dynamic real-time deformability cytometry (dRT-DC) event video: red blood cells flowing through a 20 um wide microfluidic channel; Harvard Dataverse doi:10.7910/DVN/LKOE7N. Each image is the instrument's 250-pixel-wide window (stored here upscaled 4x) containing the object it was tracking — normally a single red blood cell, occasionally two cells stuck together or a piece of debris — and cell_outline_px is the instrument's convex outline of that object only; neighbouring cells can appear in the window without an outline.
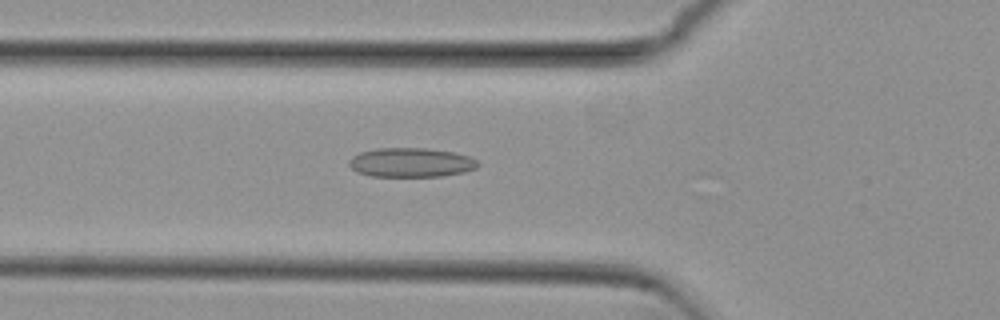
{"species": "common noctule bat (a hibernating species)", "species_latin": "Nyctalus noctula", "temperature_condition": "cold", "stored_images_in_passage": 46, "camera_frame_rate_fps": 3000, "um_per_image_px": 0.085, "animal": {"sex": "female", "body_mass_g": 29.2, "forearm_length_mm": 56.3}, "frame": {"image": 1, "passage_image": 15, "time_ms": 4.667, "image_size_px": [1000, 320], "cell_outline_px": [[480, 164], [476, 168], [464, 172], [444, 176], [372, 176], [356, 172], [348, 164], [348, 160], [352, 156], [360, 152], [376, 148], [424, 148], [452, 152], [468, 156], [476, 160]], "centroid_in_image_um": [34.91, 13.81], "position_along_channel_um": 90.9, "area_um2": 21.96}}
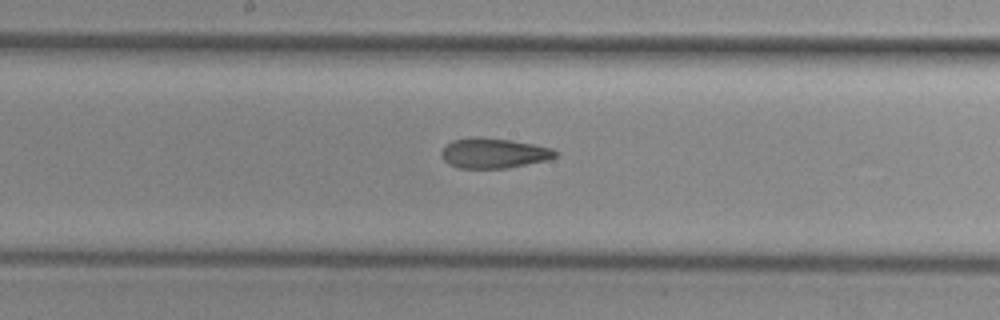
{"frame": {"image": 2, "passage_image": 24, "time_ms": 7.667, "image_size_px": [1000, 320], "cell_outline_px": [[556, 156], [548, 160], [508, 168], [460, 168], [448, 164], [444, 160], [440, 152], [452, 140], [472, 136], [476, 136], [508, 140], [532, 144], [552, 148], [556, 152]], "centroid_in_image_um": [41.94, 13.02], "position_along_channel_um": 206.3, "area_um2": 19.88}}
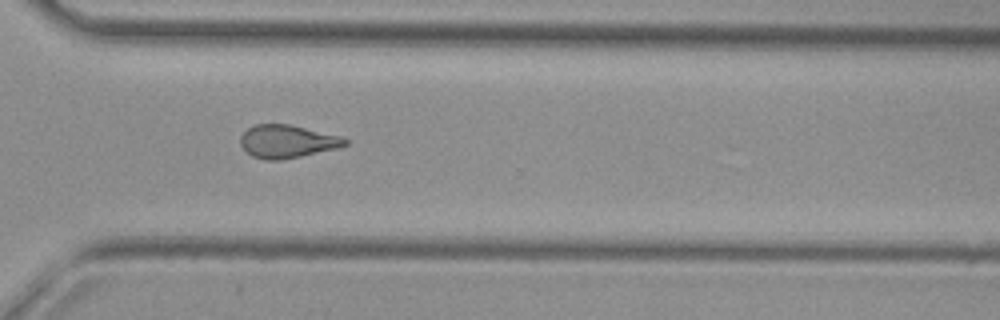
{"frame": {"image": 3, "passage_image": 35, "time_ms": 11.333, "image_size_px": [1000, 320], "cell_outline_px": [[348, 144], [336, 148], [300, 156], [280, 160], [264, 160], [252, 156], [240, 144], [240, 136], [248, 128], [256, 124], [288, 124], [340, 136], [348, 140]], "centroid_in_image_um": [24.38, 12.02], "position_along_channel_um": 346.2, "area_um2": 19.83}, "authors_computed_cell_mechanics": {"area_um2": 20.519, "velocity_mm_per_s": 3.8254, "shape_relaxation_time_tau1_ms": null, "shape_relaxation_time_tau2_ms": 2.8619, "deformation_change_tau1": null, "deformation_change_tau2": 0.1192}}